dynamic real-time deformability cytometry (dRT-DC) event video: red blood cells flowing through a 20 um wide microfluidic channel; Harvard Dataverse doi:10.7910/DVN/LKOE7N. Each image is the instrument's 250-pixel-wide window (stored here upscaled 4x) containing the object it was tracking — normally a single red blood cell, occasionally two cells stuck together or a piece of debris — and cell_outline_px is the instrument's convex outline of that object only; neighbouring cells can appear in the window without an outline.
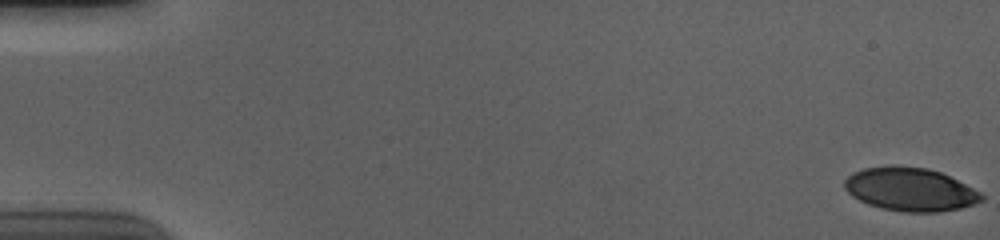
{"species": "human", "species_latin": "Homo sapiens", "temperature_condition": "cold", "stored_images_in_passage": 57, "camera_frame_rate_fps": 3000, "um_per_image_px": 0.085, "donor": {"sex": "male"}, "frame": {"image": 1, "passage_image": 1, "time_ms": 0.0, "image_size_px": [1000, 240], "cell_outline_px": [[984, 200], [960, 208], [940, 212], [900, 212], [880, 208], [868, 204], [852, 196], [844, 188], [844, 180], [852, 172], [864, 168], [892, 164], [896, 164], [928, 168], [940, 172], [980, 192], [984, 196]], "centroid_in_image_um": [77.32, 16.08], "position_along_channel_um": 7.7, "area_um2": 34.85}}
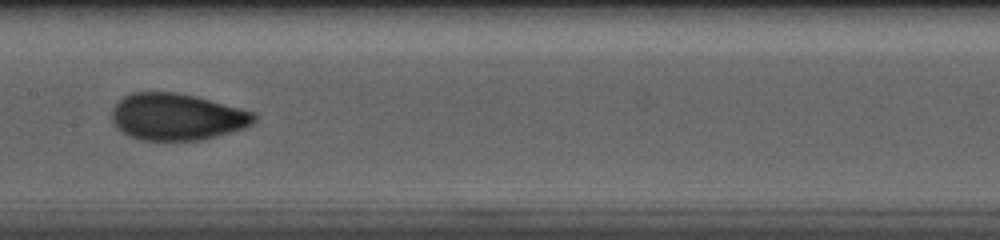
{"frame": {"image": 2, "passage_image": 30, "time_ms": 9.667, "image_size_px": [1000, 240], "cell_outline_px": [[256, 120], [252, 124], [244, 128], [216, 136], [200, 140], [140, 140], [128, 136], [116, 128], [112, 124], [112, 108], [124, 96], [132, 92], [176, 92], [196, 96], [240, 108], [252, 112], [256, 116]], "centroid_in_image_um": [15.0, 9.93], "position_along_channel_um": 192.4, "area_um2": 38.84}}
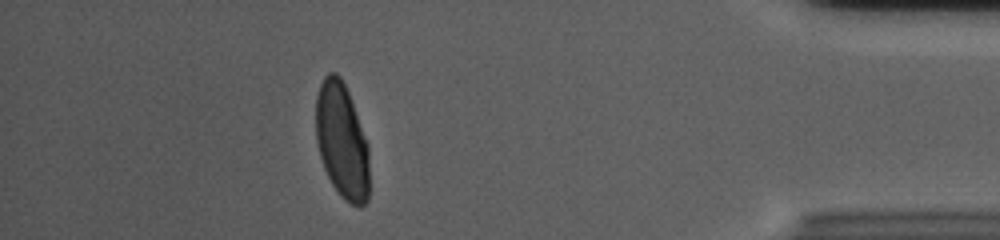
{"frame": {"image": 3, "passage_image": 51, "time_ms": 16.667, "image_size_px": [1000, 240], "cell_outline_px": [[368, 200], [360, 208], [356, 208], [344, 200], [340, 196], [332, 184], [324, 168], [320, 156], [316, 140], [316, 96], [320, 84], [324, 76], [328, 72], [336, 72], [340, 76], [348, 92], [368, 144]], "centroid_in_image_um": [29.05, 12.0], "position_along_channel_um": 406.1, "area_um2": 36.07}, "authors_computed_cell_mechanics": {"area_um2": 37.1076, "velocity_mm_per_s": 3.695, "shape_relaxation_time_tau1_ms": 6.1395, "shape_relaxation_time_tau2_ms": 0.889, "deformation_change_tau1": 0.2043, "deformation_change_tau2": 0.0474}}